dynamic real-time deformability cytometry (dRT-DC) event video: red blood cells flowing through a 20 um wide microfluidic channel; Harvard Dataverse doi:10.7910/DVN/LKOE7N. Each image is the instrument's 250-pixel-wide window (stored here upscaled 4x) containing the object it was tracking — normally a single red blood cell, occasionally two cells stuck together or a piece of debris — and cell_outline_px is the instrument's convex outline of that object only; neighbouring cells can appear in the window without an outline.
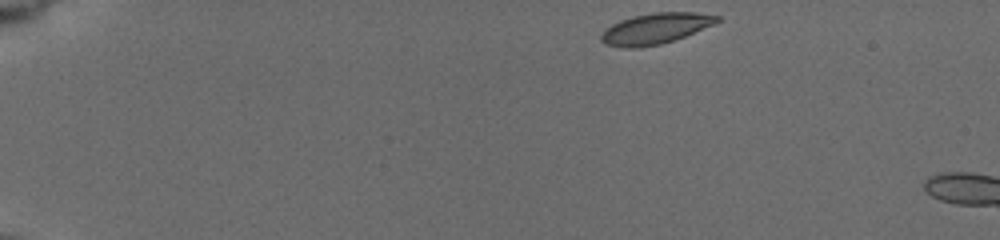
{"species": "common noctule bat (a hibernating species)", "species_latin": "Nyctalus noctula", "temperature_condition": "cold", "stored_images_in_passage": 8, "camera_frame_rate_fps": 3000, "um_per_image_px": 0.085, "animal": {"sex": "female", "body_mass_g": 19.5, "forearm_length_mm": 54.1}, "frame": {"image": 1, "passage_image": 1, "time_ms": 0.0, "image_size_px": [1000, 240], "cell_outline_px": [[720, 20], [712, 24], [684, 36], [660, 44], [640, 48], [624, 48], [604, 44], [600, 40], [600, 36], [604, 28], [620, 20], [632, 16], [652, 12], [692, 12], [720, 16]], "centroid_in_image_um": [55.62, 2.43], "position_along_channel_um": 29.4, "area_um2": 20.75}}